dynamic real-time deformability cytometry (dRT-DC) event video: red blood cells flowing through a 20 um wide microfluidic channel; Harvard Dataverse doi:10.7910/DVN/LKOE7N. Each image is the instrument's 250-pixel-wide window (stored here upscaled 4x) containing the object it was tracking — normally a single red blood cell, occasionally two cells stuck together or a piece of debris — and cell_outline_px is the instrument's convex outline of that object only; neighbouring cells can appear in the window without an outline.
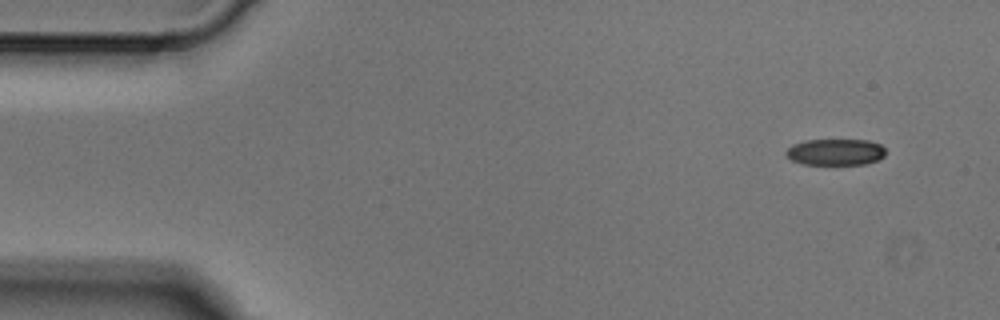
{"species": "Egyptian fruit bat (a non-hibernating species)", "species_latin": "Rousettus aegyptiacus", "temperature_condition": "cold", "stored_images_in_passage": 4, "camera_frame_rate_fps": 3000, "um_per_image_px": 0.085, "animal": {"sex": "male"}, "frame": {"image": 1, "passage_image": 1, "time_ms": 0.0, "image_size_px": [1000, 320], "cell_outline_px": [[884, 156], [876, 160], [864, 164], [804, 164], [792, 160], [784, 152], [792, 144], [804, 140], [868, 140], [880, 144], [884, 148]], "centroid_in_image_um": [70.99, 12.91], "position_along_channel_um": 14.0, "area_um2": 15.2}}
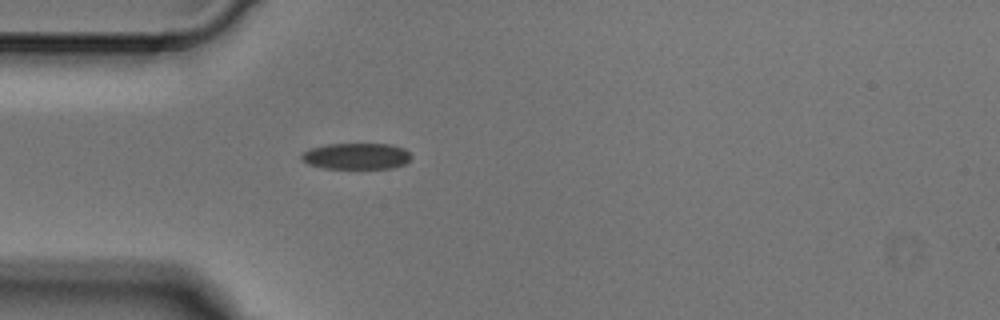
{"frame": {"image": 2, "passage_image": 4, "time_ms": 1.0, "image_size_px": [1000, 320], "cell_outline_px": [[412, 156], [404, 164], [392, 168], [324, 168], [308, 164], [300, 160], [300, 156], [304, 152], [312, 148], [328, 144], [392, 144], [404, 148]], "centroid_in_image_um": [30.29, 13.27], "position_along_channel_um": 54.7, "area_um2": 16.7}}